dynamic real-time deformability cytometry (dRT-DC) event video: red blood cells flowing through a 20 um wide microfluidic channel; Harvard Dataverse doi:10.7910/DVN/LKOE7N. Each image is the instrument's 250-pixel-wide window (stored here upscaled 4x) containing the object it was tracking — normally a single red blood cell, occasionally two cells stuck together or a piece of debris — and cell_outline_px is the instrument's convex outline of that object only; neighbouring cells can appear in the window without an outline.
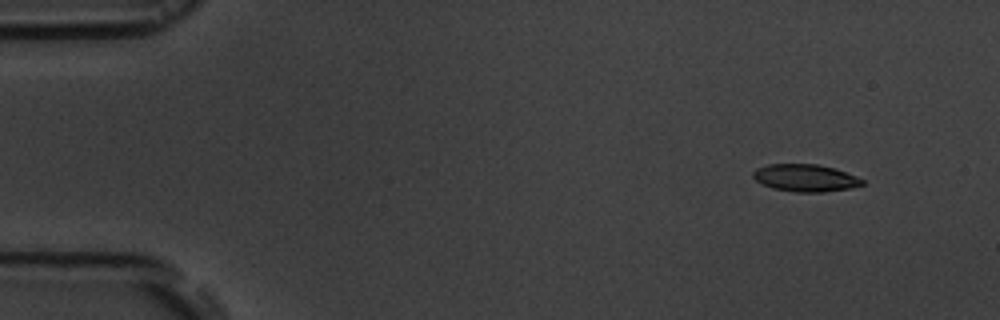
{"species": "common noctule bat (a hibernating species)", "species_latin": "Nyctalus noctula", "temperature_condition": "room temperature", "stored_images_in_passage": 5, "camera_frame_rate_fps": 3000, "um_per_image_px": 0.085, "animal": {"sex": "male", "body_mass_g": 19.5, "forearm_length_mm": 54.6}, "frame": {"image": 1, "passage_image": 1, "time_ms": 0.0, "image_size_px": [1000, 320], "cell_outline_px": [[864, 184], [848, 188], [824, 192], [796, 192], [772, 188], [756, 180], [752, 176], [752, 172], [756, 168], [768, 164], [816, 164], [832, 168], [856, 176], [864, 180]], "centroid_in_image_um": [68.42, 15.12], "position_along_channel_um": 16.6, "area_um2": 17.17}}
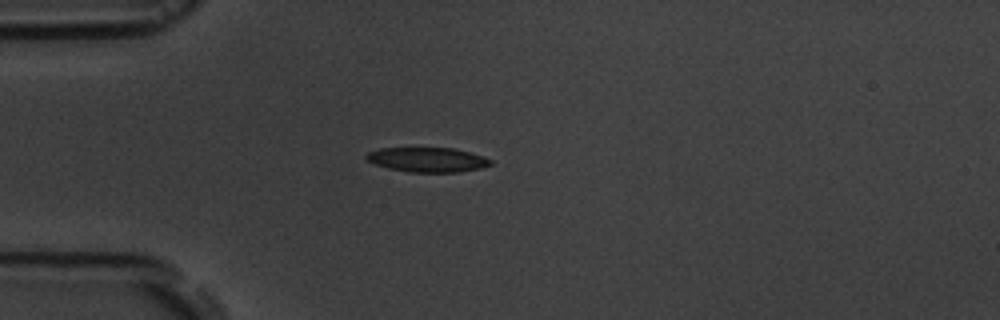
{"frame": {"image": 2, "passage_image": 4, "time_ms": 3.333, "image_size_px": [1000, 320], "cell_outline_px": [[492, 164], [480, 168], [460, 172], [408, 172], [388, 168], [376, 164], [368, 160], [364, 156], [368, 152], [380, 148], [452, 148], [484, 156], [492, 160]], "centroid_in_image_um": [36.34, 13.57], "position_along_channel_um": 48.7, "area_um2": 17.74}}